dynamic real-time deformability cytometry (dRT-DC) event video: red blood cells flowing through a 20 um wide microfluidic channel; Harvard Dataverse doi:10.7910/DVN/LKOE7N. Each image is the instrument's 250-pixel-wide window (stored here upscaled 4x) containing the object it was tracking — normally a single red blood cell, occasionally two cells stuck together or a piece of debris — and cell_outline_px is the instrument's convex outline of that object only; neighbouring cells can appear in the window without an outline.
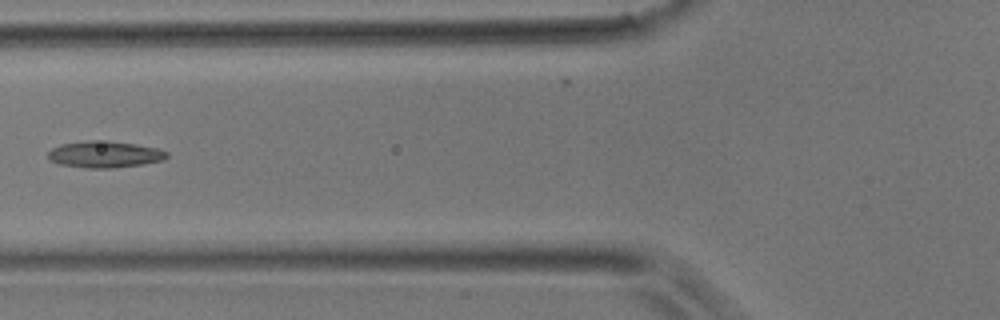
{"species": "common noctule bat (a hibernating species)", "species_latin": "Nyctalus noctula", "temperature_condition": "room temperature", "stored_images_in_passage": 4, "camera_frame_rate_fps": 3000, "um_per_image_px": 0.085, "animal": {"sex": "male", "body_mass_g": 17.9}, "frame": {"image": 1, "passage_image": 4, "time_ms": 1.0, "image_size_px": [1000, 320], "cell_outline_px": [[168, 156], [164, 160], [144, 164], [112, 168], [88, 168], [60, 164], [48, 160], [48, 152], [52, 148], [60, 144], [88, 140], [108, 140], [136, 144], [156, 148], [168, 152]], "centroid_in_image_um": [8.89, 13.11], "position_along_channel_um": 116.9, "area_um2": 18.55}}